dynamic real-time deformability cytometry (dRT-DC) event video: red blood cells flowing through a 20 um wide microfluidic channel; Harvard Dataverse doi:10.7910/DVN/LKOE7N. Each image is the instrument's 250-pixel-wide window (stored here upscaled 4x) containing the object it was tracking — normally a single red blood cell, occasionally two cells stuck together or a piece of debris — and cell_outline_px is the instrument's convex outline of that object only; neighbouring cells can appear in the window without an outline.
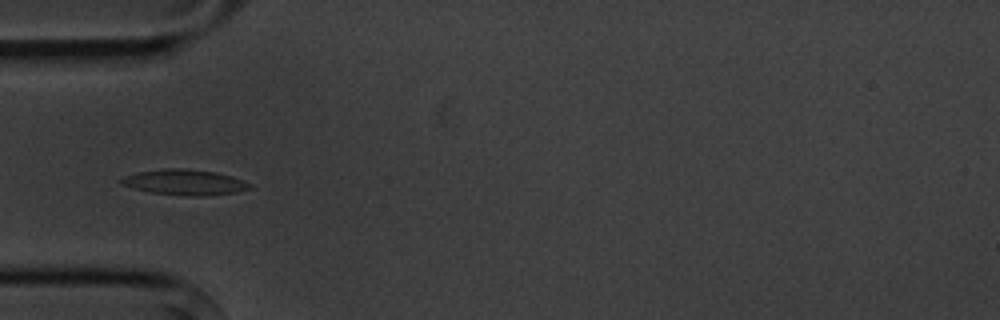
{"species": "common noctule bat (a hibernating species)", "species_latin": "Nyctalus noctula", "temperature_condition": "cold", "stored_images_in_passage": 6, "camera_frame_rate_fps": 3000, "um_per_image_px": 0.085, "animal": {"sex": "male", "body_mass_g": 20.1, "forearm_length_mm": 53.5}, "frame": {"image": 1, "passage_image": 3, "time_ms": 2.0, "image_size_px": [1000, 320], "cell_outline_px": [[252, 188], [236, 192], [204, 196], [188, 196], [152, 192], [132, 188], [120, 184], [120, 180], [124, 176], [136, 172], [164, 168], [184, 168], [216, 172], [232, 176], [244, 180], [252, 184]], "centroid_in_image_um": [15.71, 15.48], "position_along_channel_um": 69.3, "area_um2": 19.25}}
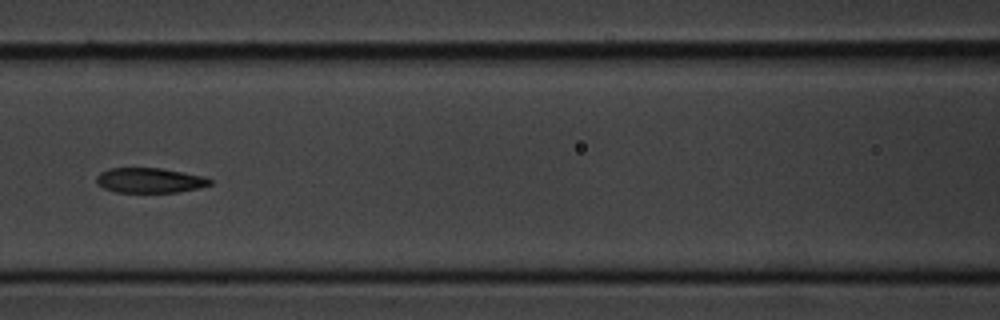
{"frame": {"image": 2, "passage_image": 5, "time_ms": 4.333, "image_size_px": [1000, 320], "cell_outline_px": [[212, 184], [200, 188], [176, 192], [116, 192], [104, 188], [96, 184], [96, 176], [100, 172], [108, 168], [160, 168], [204, 176], [212, 180]], "centroid_in_image_um": [12.71, 15.33], "position_along_channel_um": 153.9, "area_um2": 16.59}}
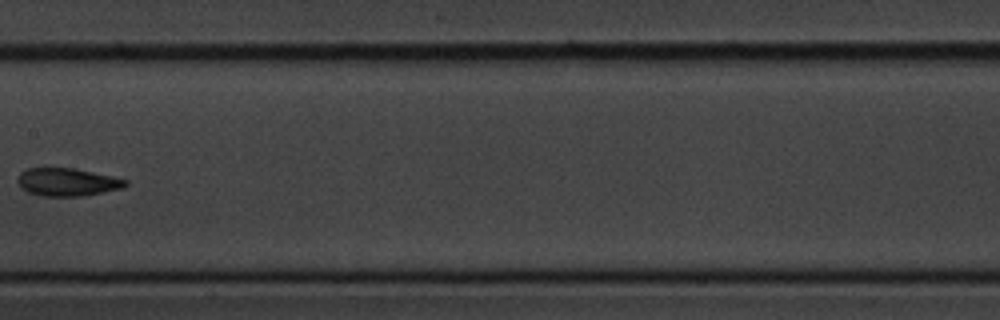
{"frame": {"image": 3, "passage_image": 6, "time_ms": 5.667, "image_size_px": [1000, 320], "cell_outline_px": [[128, 184], [124, 188], [84, 196], [40, 196], [28, 192], [20, 188], [16, 180], [20, 172], [28, 168], [72, 168], [112, 176], [128, 180]], "centroid_in_image_um": [5.7, 15.48], "position_along_channel_um": 201.7, "area_um2": 17.69}}